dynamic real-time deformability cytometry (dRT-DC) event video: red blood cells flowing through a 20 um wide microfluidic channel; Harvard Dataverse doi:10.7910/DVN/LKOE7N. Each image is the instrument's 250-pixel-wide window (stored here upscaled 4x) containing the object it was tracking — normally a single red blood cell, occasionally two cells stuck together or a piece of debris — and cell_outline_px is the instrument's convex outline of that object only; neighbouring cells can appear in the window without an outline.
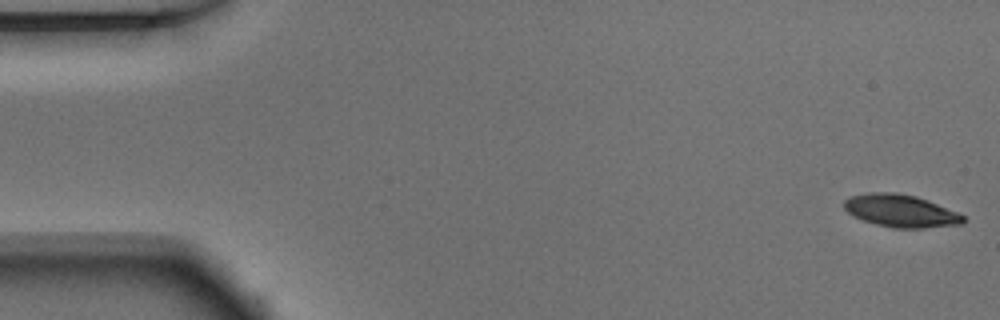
{"species": "Egyptian fruit bat (a non-hibernating species)", "species_latin": "Rousettus aegyptiacus", "temperature_condition": "warm", "stored_images_in_passage": 51, "camera_frame_rate_fps": 3000, "um_per_image_px": 0.085, "animal": {"sex": "male"}, "frame": {"image": 1, "passage_image": 1, "time_ms": 0.0, "image_size_px": [1000, 320], "cell_outline_px": [[964, 220], [960, 224], [924, 228], [896, 228], [876, 224], [864, 220], [848, 212], [844, 208], [844, 200], [852, 196], [868, 192], [896, 192], [916, 196], [928, 200], [956, 212], [964, 216]], "centroid_in_image_um": [76.55, 17.91], "position_along_channel_um": 8.5, "area_um2": 22.31}}
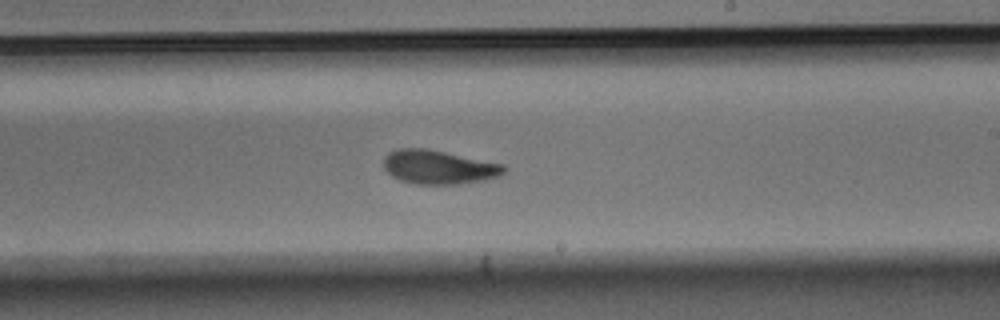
{"frame": {"image": 2, "passage_image": 30, "time_ms": 9.667, "image_size_px": [1000, 320], "cell_outline_px": [[508, 168], [500, 176], [484, 180], [460, 184], [416, 184], [400, 180], [392, 176], [384, 168], [384, 156], [388, 152], [400, 148], [428, 148], [504, 164]], "centroid_in_image_um": [37.3, 14.2], "position_along_channel_um": 251.7, "area_um2": 23.99}}
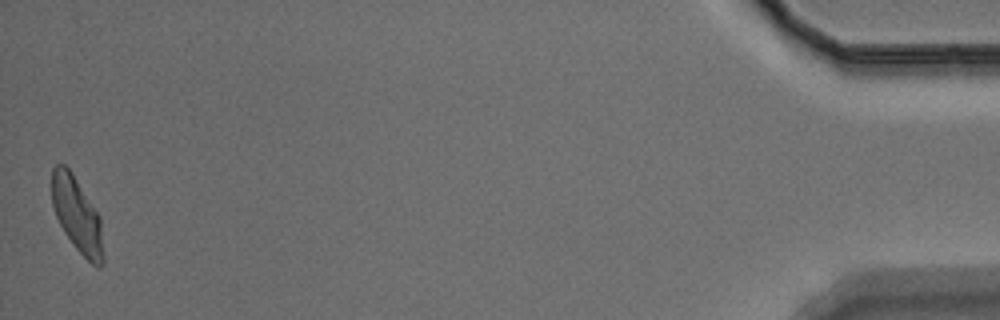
{"frame": {"image": 3, "passage_image": 51, "time_ms": 16.667, "image_size_px": [1000, 320], "cell_outline_px": [[104, 264], [100, 268], [96, 268], [72, 244], [64, 232], [56, 216], [52, 204], [52, 168], [56, 164], [64, 164], [72, 172], [100, 216], [104, 256]], "centroid_in_image_um": [6.56, 18.29], "position_along_channel_um": 428.6, "area_um2": 22.54}, "authors_computed_cell_mechanics": {"area_um2": 23.2934, "velocity_mm_per_s": 3.8832, "shape_relaxation_time_tau1_ms": 4.2259, "shape_relaxation_time_tau2_ms": 2.7098, "deformation_change_tau1": 0.1537, "deformation_change_tau2": 0.0935}}